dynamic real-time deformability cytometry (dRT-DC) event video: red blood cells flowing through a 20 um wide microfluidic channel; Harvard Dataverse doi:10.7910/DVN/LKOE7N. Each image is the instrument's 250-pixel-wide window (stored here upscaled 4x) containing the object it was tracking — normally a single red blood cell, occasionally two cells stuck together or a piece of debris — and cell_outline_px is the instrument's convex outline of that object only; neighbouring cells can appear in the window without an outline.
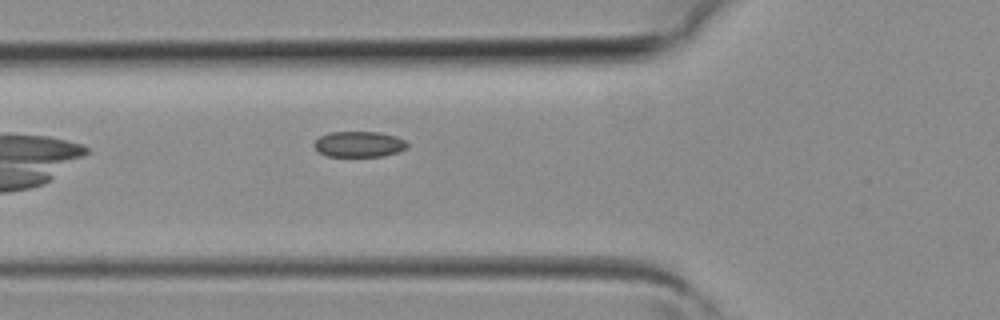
{"species": "common noctule bat (a hibernating species)", "species_latin": "Nyctalus noctula", "temperature_condition": "room temperature", "stored_images_in_passage": 4, "camera_frame_rate_fps": 3000, "um_per_image_px": 0.085, "animal": {"sex": "female", "body_mass_g": 19.3, "forearm_length_mm": 54.1}, "frame": {"image": 1, "passage_image": 4, "time_ms": 1.0, "image_size_px": [1000, 320], "cell_outline_px": [[408, 148], [384, 156], [328, 156], [320, 152], [312, 144], [320, 136], [328, 132], [380, 132], [396, 136], [404, 140], [408, 144]], "centroid_in_image_um": [30.53, 12.25], "position_along_channel_um": 95.3, "area_um2": 13.93}}